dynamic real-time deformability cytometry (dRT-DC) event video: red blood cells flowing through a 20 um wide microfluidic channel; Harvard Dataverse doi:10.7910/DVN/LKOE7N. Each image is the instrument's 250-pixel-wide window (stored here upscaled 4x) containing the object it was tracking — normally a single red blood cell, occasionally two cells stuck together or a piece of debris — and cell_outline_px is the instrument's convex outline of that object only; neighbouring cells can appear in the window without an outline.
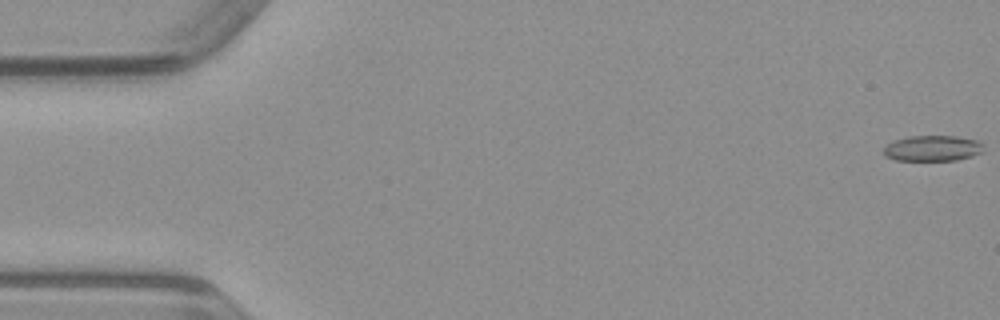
{"species": "common noctule bat (a hibernating species)", "species_latin": "Nyctalus noctula", "temperature_condition": "warm", "stored_images_in_passage": 50, "camera_frame_rate_fps": 3000, "um_per_image_px": 0.085, "animal": {"sex": "male", "body_mass_g": 23.1, "forearm_length_mm": 52.7}, "frame": {"image": 1, "passage_image": 1, "time_ms": 0.0, "image_size_px": [1000, 320], "cell_outline_px": [[984, 152], [972, 156], [956, 160], [896, 160], [884, 156], [884, 148], [892, 140], [908, 136], [956, 136], [976, 140], [984, 144]], "centroid_in_image_um": [79.28, 12.6], "position_along_channel_um": 5.7, "area_um2": 15.09}}
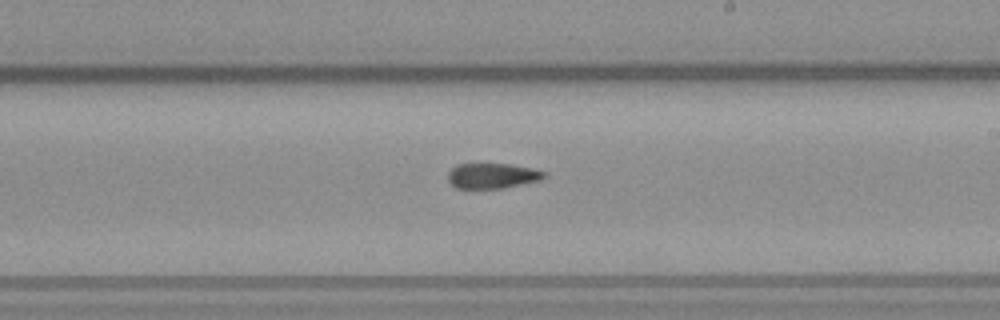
{"frame": {"image": 2, "passage_image": 29, "time_ms": 9.333, "image_size_px": [1000, 320], "cell_outline_px": [[548, 176], [540, 180], [504, 188], [456, 188], [448, 180], [448, 172], [456, 164], [512, 164], [532, 168], [548, 172]], "centroid_in_image_um": [41.89, 14.93], "position_along_channel_um": 247.1, "area_um2": 14.28}}
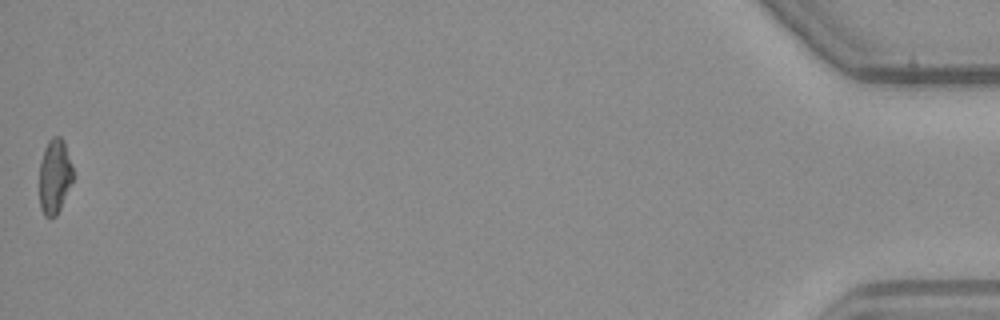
{"frame": {"image": 3, "passage_image": 50, "time_ms": 16.333, "image_size_px": [1000, 320], "cell_outline_px": [[72, 180], [60, 208], [56, 216], [44, 216], [40, 208], [40, 160], [44, 148], [48, 140], [52, 136], [60, 136], [64, 140], [72, 164]], "centroid_in_image_um": [4.63, 14.94], "position_along_channel_um": 430.6, "area_um2": 14.57}}